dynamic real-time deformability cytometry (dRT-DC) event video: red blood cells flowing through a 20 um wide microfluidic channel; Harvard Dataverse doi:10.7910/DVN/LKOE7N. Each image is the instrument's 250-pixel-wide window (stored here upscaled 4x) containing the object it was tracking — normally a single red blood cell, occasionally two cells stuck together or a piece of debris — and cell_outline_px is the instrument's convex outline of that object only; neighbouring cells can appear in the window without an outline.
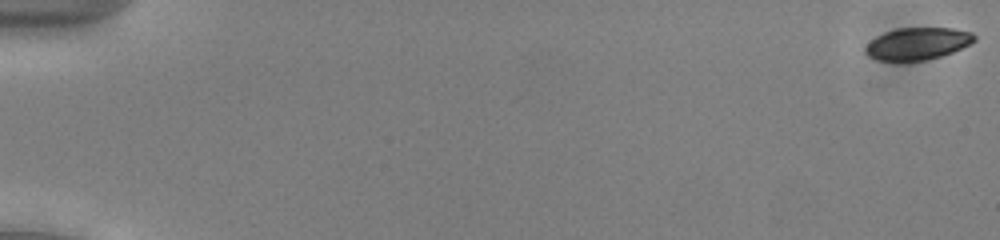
{"species": "common noctule bat (a hibernating species)", "species_latin": "Nyctalus noctula", "temperature_condition": "cold", "stored_images_in_passage": 54, "camera_frame_rate_fps": 3000, "um_per_image_px": 0.085, "animal": {"sex": "male", "body_mass_g": 13.0, "forearm_length_mm": 53.1}, "frame": {"image": 1, "passage_image": 1, "time_ms": 0.0, "image_size_px": [1000, 240], "cell_outline_px": [[976, 40], [952, 52], [940, 56], [924, 60], [876, 60], [868, 56], [864, 52], [864, 48], [876, 36], [884, 32], [896, 28], [952, 28], [972, 32], [976, 36]], "centroid_in_image_um": [77.97, 3.69], "position_along_channel_um": 7.0, "area_um2": 20.23}}
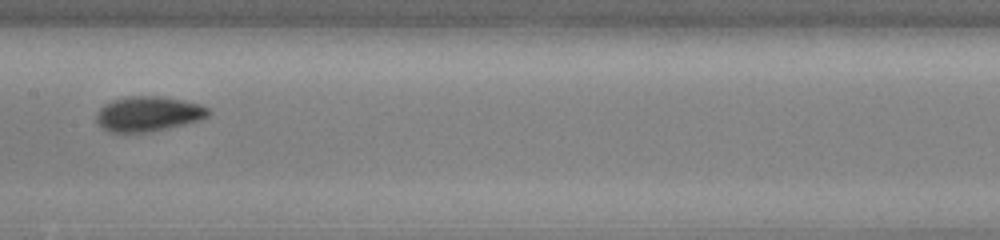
{"frame": {"image": 2, "passage_image": 29, "time_ms": 9.333, "image_size_px": [1000, 240], "cell_outline_px": [[212, 112], [208, 116], [200, 120], [152, 132], [112, 132], [104, 128], [96, 120], [96, 116], [100, 108], [104, 104], [112, 100], [128, 96], [160, 96], [184, 100], [204, 104], [212, 108]], "centroid_in_image_um": [12.68, 9.66], "position_along_channel_um": 194.7, "area_um2": 23.06}}
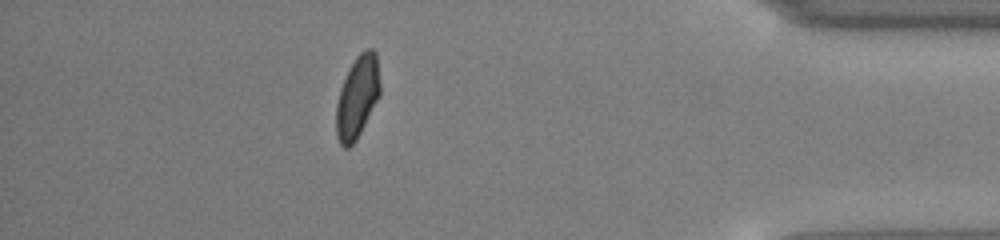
{"frame": {"image": 3, "passage_image": 48, "time_ms": 15.667, "image_size_px": [1000, 240], "cell_outline_px": [[380, 96], [356, 140], [348, 148], [344, 148], [340, 144], [336, 136], [336, 104], [340, 88], [348, 68], [356, 56], [364, 48], [372, 48], [376, 52], [380, 84]], "centroid_in_image_um": [30.37, 8.22], "position_along_channel_um": 404.8, "area_um2": 21.27}, "authors_computed_cell_mechanics": {"area_um2": 21.1837, "velocity_mm_per_s": 3.9359, "shape_relaxation_time_tau1_ms": 1.8811, "shape_relaxation_time_tau2_ms": 3.1896, "deformation_change_tau1": 0.0881, "deformation_change_tau2": 0.0635}}